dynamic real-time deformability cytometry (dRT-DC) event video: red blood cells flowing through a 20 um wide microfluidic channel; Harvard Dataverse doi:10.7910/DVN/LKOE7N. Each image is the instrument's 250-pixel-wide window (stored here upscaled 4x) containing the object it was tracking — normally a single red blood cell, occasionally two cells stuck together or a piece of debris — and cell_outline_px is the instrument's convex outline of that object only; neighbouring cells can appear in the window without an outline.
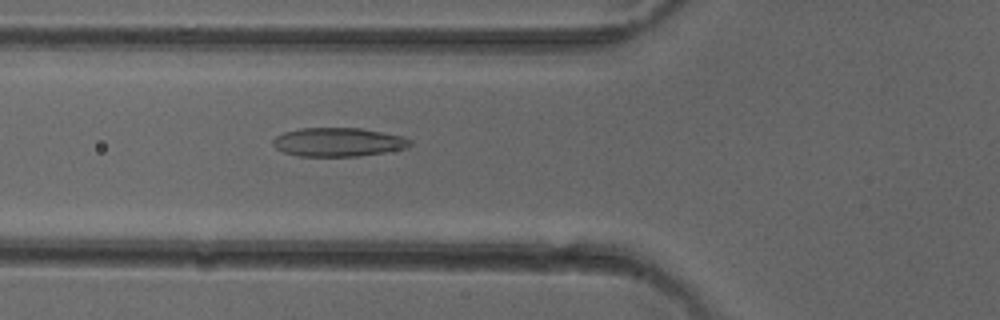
{"species": "common noctule bat (a hibernating species)", "species_latin": "Nyctalus noctula", "temperature_condition": "cold", "stored_images_in_passage": 50, "camera_frame_rate_fps": 3000, "um_per_image_px": 0.085, "animal": {"sex": "female"}, "frame": {"image": 1, "passage_image": 18, "time_ms": 5.667, "image_size_px": [1000, 320], "cell_outline_px": [[412, 144], [408, 148], [360, 156], [300, 156], [284, 152], [276, 148], [272, 144], [272, 140], [276, 136], [284, 132], [300, 128], [360, 128], [404, 136], [412, 140]], "centroid_in_image_um": [28.77, 12.07], "position_along_channel_um": 97.0, "area_um2": 23.06}}
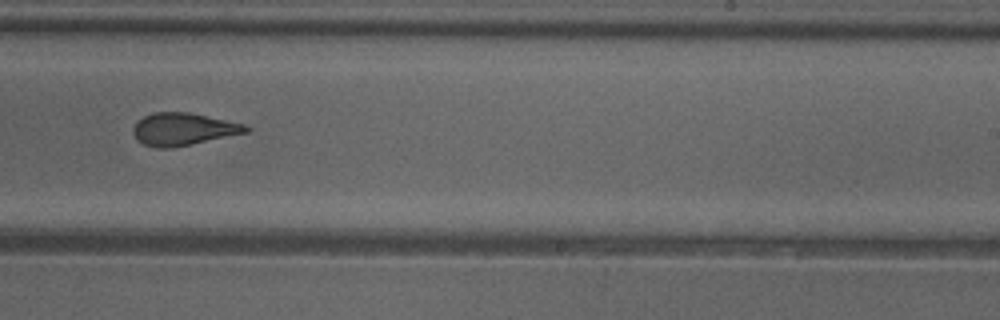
{"frame": {"image": 2, "passage_image": 31, "time_ms": 10.0, "image_size_px": [1000, 320], "cell_outline_px": [[252, 128], [248, 132], [192, 144], [172, 148], [156, 148], [144, 144], [136, 140], [132, 132], [132, 128], [136, 120], [152, 112], [188, 112], [248, 124]], "centroid_in_image_um": [15.57, 10.97], "position_along_channel_um": 273.4, "area_um2": 21.68}}
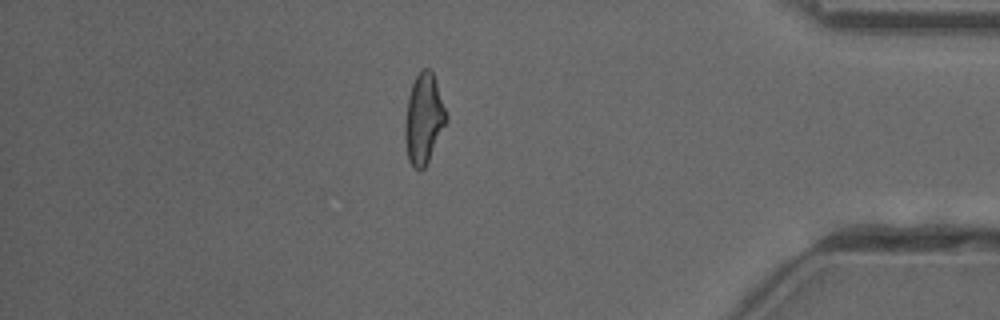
{"frame": {"image": 3, "passage_image": 43, "time_ms": 14.0, "image_size_px": [1000, 320], "cell_outline_px": [[448, 120], [424, 168], [420, 172], [408, 160], [404, 136], [404, 124], [408, 96], [412, 84], [416, 76], [424, 68], [428, 68], [432, 72], [436, 80], [448, 116]], "centroid_in_image_um": [36.01, 10.09], "position_along_channel_um": 399.2, "area_um2": 21.62}, "authors_computed_cell_mechanics": {"area_um2": 22.1085, "velocity_mm_per_s": 4.0518, "shape_relaxation_time_tau1_ms": 5.8073, "shape_relaxation_time_tau2_ms": 2.1385, "deformation_change_tau1": 0.1736, "deformation_change_tau2": 0.0883}}